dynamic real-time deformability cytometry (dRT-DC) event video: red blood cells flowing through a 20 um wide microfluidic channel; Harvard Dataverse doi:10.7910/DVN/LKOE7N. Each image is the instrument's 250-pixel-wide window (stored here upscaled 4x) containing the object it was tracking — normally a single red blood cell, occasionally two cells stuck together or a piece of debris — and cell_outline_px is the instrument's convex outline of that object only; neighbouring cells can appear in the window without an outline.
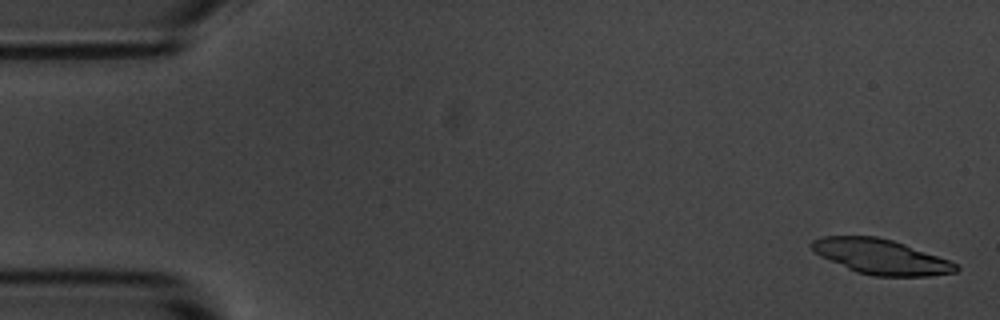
{"species": "common noctule bat (a hibernating species)", "species_latin": "Nyctalus noctula", "temperature_condition": "room temperature", "stored_images_in_passage": 5, "camera_frame_rate_fps": 3000, "um_per_image_px": 0.085, "animal": {"sex": "male", "body_mass_g": 20.1, "forearm_length_mm": 53.5}, "frame": {"image": 1, "passage_image": 1, "time_ms": 0.0, "image_size_px": [1000, 320], "cell_outline_px": [[960, 268], [956, 272], [928, 276], [876, 276], [856, 272], [820, 256], [812, 248], [812, 240], [824, 236], [876, 236], [892, 240], [904, 244], [948, 260], [956, 264]], "centroid_in_image_um": [74.87, 21.82], "position_along_channel_um": 10.1, "area_um2": 29.02}}